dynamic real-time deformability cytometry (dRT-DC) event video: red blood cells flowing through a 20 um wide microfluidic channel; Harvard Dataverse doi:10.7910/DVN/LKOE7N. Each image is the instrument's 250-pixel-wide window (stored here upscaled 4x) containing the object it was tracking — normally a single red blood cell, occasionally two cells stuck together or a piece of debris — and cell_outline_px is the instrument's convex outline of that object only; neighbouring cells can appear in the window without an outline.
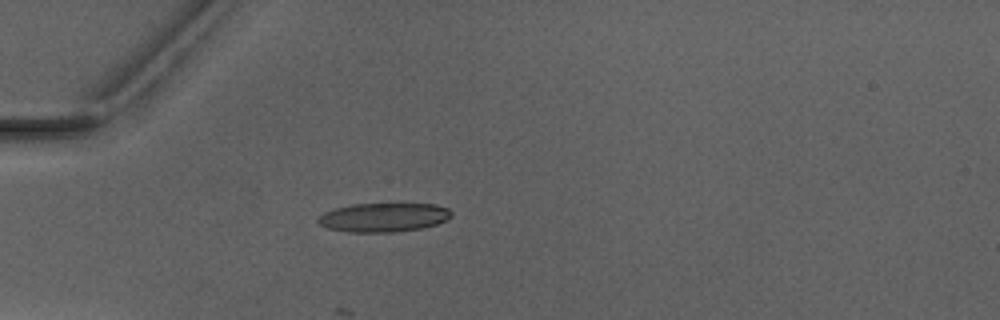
{"species": "Egyptian fruit bat (a non-hibernating species)", "species_latin": "Rousettus aegyptiacus", "temperature_condition": "warm", "stored_images_in_passage": 6, "camera_frame_rate_fps": 3000, "um_per_image_px": 0.085, "animal": {"sex": "male"}, "frame": {"image": 1, "passage_image": 5, "time_ms": 5.0, "image_size_px": [1000, 320], "cell_outline_px": [[452, 216], [436, 224], [420, 228], [392, 232], [348, 232], [328, 228], [320, 224], [316, 220], [324, 212], [336, 208], [352, 204], [436, 204], [448, 208], [452, 212]], "centroid_in_image_um": [32.6, 18.47], "position_along_channel_um": 52.4, "area_um2": 22.31}}